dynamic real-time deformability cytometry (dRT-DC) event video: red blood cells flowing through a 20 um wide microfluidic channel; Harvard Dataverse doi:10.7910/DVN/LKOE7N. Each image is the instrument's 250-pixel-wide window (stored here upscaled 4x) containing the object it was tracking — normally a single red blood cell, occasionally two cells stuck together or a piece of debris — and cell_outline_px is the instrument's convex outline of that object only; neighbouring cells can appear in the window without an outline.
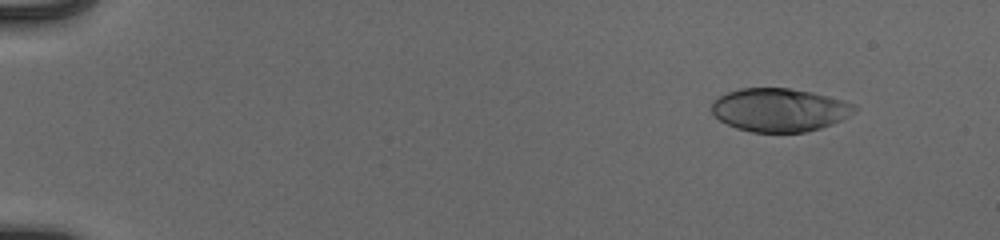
{"species": "human", "species_latin": "Homo sapiens", "temperature_condition": "cold", "stored_images_in_passage": 51, "camera_frame_rate_fps": 3000, "um_per_image_px": 0.085, "donor": {"sex": "male"}, "frame": {"image": 1, "passage_image": 5, "time_ms": 1.333, "image_size_px": [1000, 240], "cell_outline_px": [[860, 108], [848, 116], [832, 124], [820, 128], [804, 132], [752, 132], [736, 128], [720, 120], [712, 112], [712, 100], [728, 92], [740, 88], [788, 88], [812, 92], [844, 100]], "centroid_in_image_um": [66.26, 9.34], "position_along_channel_um": 18.7, "area_um2": 35.95}}
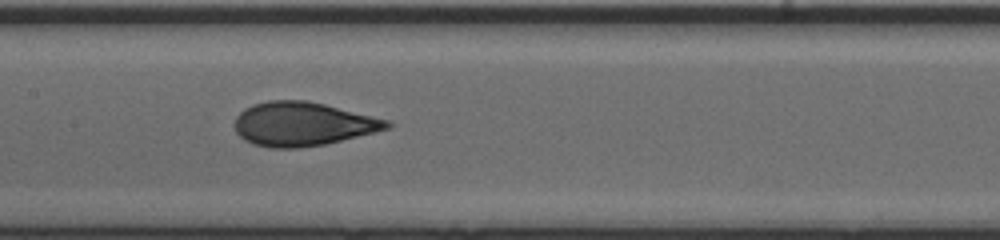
{"frame": {"image": 2, "passage_image": 28, "time_ms": 9.0, "image_size_px": [1000, 240], "cell_outline_px": [[392, 124], [388, 128], [324, 144], [300, 148], [268, 148], [252, 144], [244, 140], [236, 132], [232, 124], [236, 116], [244, 108], [252, 104], [268, 100], [308, 100], [388, 120]], "centroid_in_image_um": [25.63, 10.53], "position_along_channel_um": 181.8, "area_um2": 38.84}}
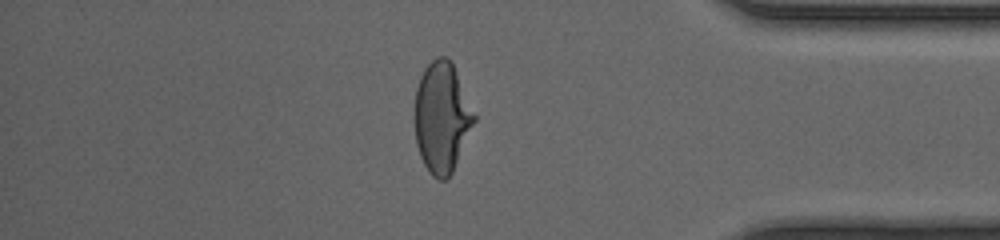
{"frame": {"image": 3, "passage_image": 46, "time_ms": 15.0, "image_size_px": [1000, 240], "cell_outline_px": [[476, 120], [452, 172], [444, 180], [440, 180], [432, 176], [428, 172], [420, 156], [416, 144], [412, 116], [416, 88], [420, 76], [424, 68], [436, 56], [444, 56], [452, 64], [476, 116]], "centroid_in_image_um": [37.5, 9.99], "position_along_channel_um": 397.7, "area_um2": 38.49}}